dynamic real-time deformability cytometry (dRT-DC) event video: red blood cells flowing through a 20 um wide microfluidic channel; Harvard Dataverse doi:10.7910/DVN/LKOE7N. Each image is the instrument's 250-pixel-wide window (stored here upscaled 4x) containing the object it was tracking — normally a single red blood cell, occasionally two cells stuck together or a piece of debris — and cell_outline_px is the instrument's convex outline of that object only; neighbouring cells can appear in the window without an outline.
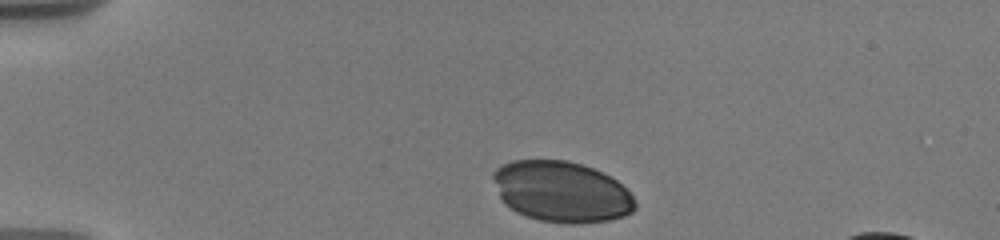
{"species": "human", "species_latin": "Homo sapiens", "temperature_condition": "warm", "stored_images_in_passage": 10, "camera_frame_rate_fps": 3000, "um_per_image_px": 0.085, "donor": {"sex": "male"}, "frame": {"image": 1, "passage_image": 1, "time_ms": 0.0, "image_size_px": [1000, 240], "cell_outline_px": [[636, 208], [632, 212], [624, 216], [608, 220], [580, 224], [568, 224], [540, 220], [516, 212], [504, 204], [500, 200], [492, 176], [492, 172], [500, 164], [512, 160], [568, 160], [604, 172], [616, 180], [632, 196], [636, 204]], "centroid_in_image_um": [47.7, 16.29], "position_along_channel_um": 37.3, "area_um2": 50.63}}
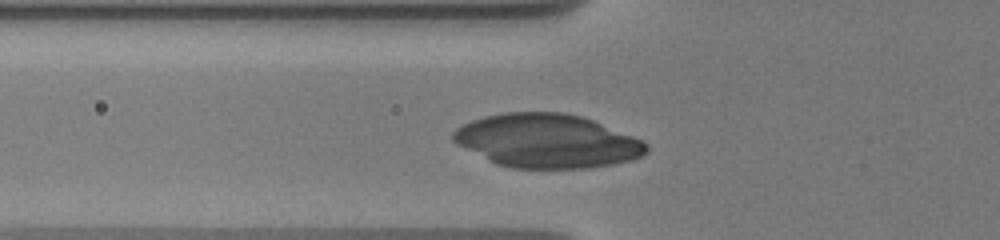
{"frame": {"image": 2, "passage_image": 6, "time_ms": 2.667, "image_size_px": [1000, 240], "cell_outline_px": [[648, 152], [640, 156], [628, 160], [612, 164], [588, 168], [512, 168], [496, 164], [456, 144], [452, 140], [452, 132], [456, 128], [472, 120], [484, 116], [504, 112], [564, 112], [580, 116], [592, 120], [632, 136], [648, 144]], "centroid_in_image_um": [46.45, 11.98], "position_along_channel_um": 79.3, "area_um2": 60.23}}
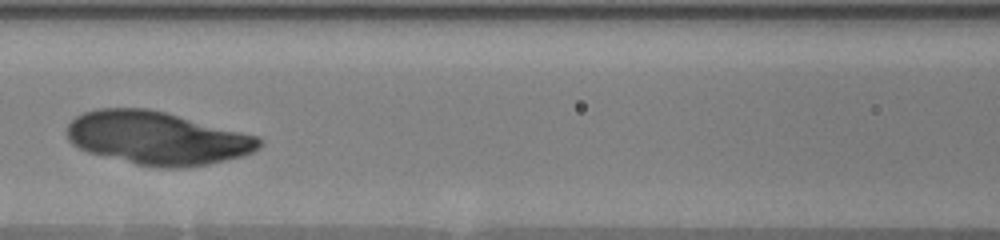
{"frame": {"image": 3, "passage_image": 9, "time_ms": 4.667, "image_size_px": [1000, 240], "cell_outline_px": [[260, 148], [244, 156], [208, 164], [184, 168], [164, 168], [136, 164], [88, 152], [72, 144], [68, 140], [68, 124], [76, 116], [84, 112], [96, 108], [148, 108], [164, 112], [256, 136], [260, 140]], "centroid_in_image_um": [13.33, 11.74], "position_along_channel_um": 153.3, "area_um2": 59.07}}